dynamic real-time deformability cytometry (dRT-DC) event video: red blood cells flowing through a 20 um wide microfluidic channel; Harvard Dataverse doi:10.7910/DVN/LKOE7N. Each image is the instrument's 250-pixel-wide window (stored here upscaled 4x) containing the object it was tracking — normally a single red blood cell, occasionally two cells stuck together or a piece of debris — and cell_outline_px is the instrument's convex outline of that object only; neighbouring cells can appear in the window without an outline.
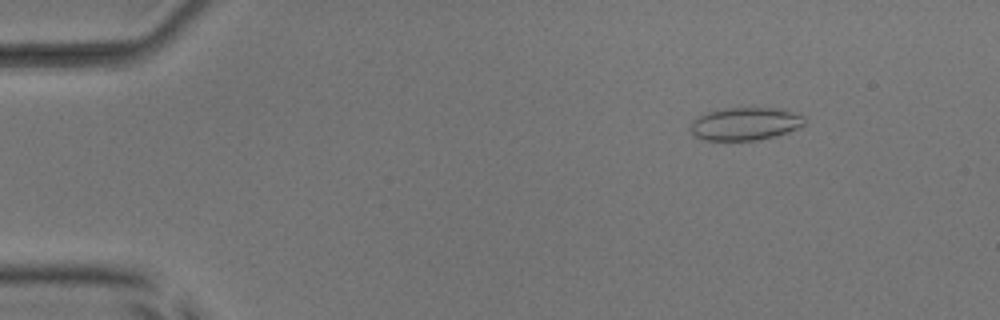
{"species": "common noctule bat (a hibernating species)", "species_latin": "Nyctalus noctula", "temperature_condition": "room temperature", "stored_images_in_passage": 52, "camera_frame_rate_fps": 3000, "um_per_image_px": 0.085, "animal": {"sex": "male", "body_mass_g": 17.9, "forearm_length_mm": 54.2}, "frame": {"image": 1, "passage_image": 7, "time_ms": 2.0, "image_size_px": [1000, 320], "cell_outline_px": [[808, 120], [800, 128], [776, 136], [756, 140], [704, 140], [692, 136], [692, 120], [696, 116], [708, 112], [724, 108], [780, 108], [804, 116]], "centroid_in_image_um": [63.36, 10.52], "position_along_channel_um": 21.6, "area_um2": 22.02}}
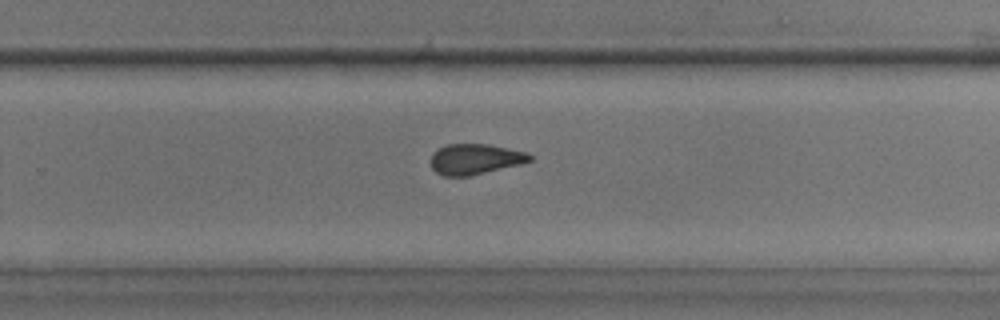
{"frame": {"image": 2, "passage_image": 34, "time_ms": 11.0, "image_size_px": [1000, 320], "cell_outline_px": [[532, 160], [520, 164], [468, 176], [444, 176], [436, 172], [432, 168], [432, 152], [448, 144], [488, 144], [528, 152], [532, 156]], "centroid_in_image_um": [40.4, 13.52], "position_along_channel_um": 289.4, "area_um2": 17.46}}
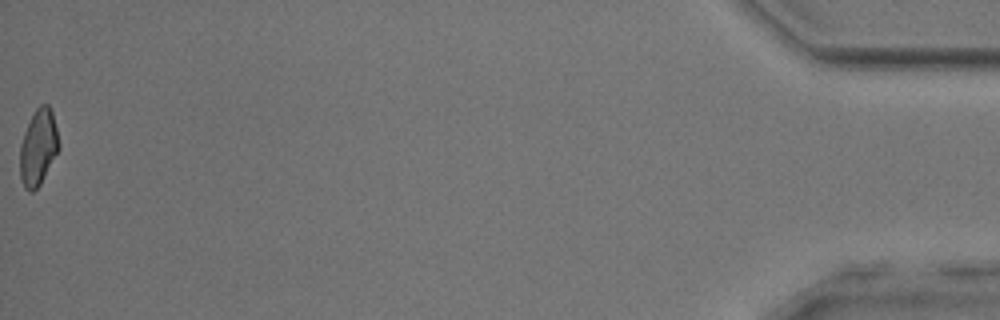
{"frame": {"image": 3, "passage_image": 52, "time_ms": 17.0, "image_size_px": [1000, 320], "cell_outline_px": [[60, 148], [40, 184], [32, 192], [28, 192], [24, 188], [20, 176], [20, 144], [24, 132], [36, 108], [40, 104], [48, 104], [52, 112], [60, 144]], "centroid_in_image_um": [3.25, 12.54], "position_along_channel_um": 431.9, "area_um2": 17.17}, "authors_computed_cell_mechanics": {"area_um2": 18.3515, "velocity_mm_per_s": 4.0049, "shape_relaxation_time_tau1_ms": 10.3069, "shape_relaxation_time_tau2_ms": 1.6895, "deformation_change_tau1": 0.1569, "deformation_change_tau2": 0.0845}}